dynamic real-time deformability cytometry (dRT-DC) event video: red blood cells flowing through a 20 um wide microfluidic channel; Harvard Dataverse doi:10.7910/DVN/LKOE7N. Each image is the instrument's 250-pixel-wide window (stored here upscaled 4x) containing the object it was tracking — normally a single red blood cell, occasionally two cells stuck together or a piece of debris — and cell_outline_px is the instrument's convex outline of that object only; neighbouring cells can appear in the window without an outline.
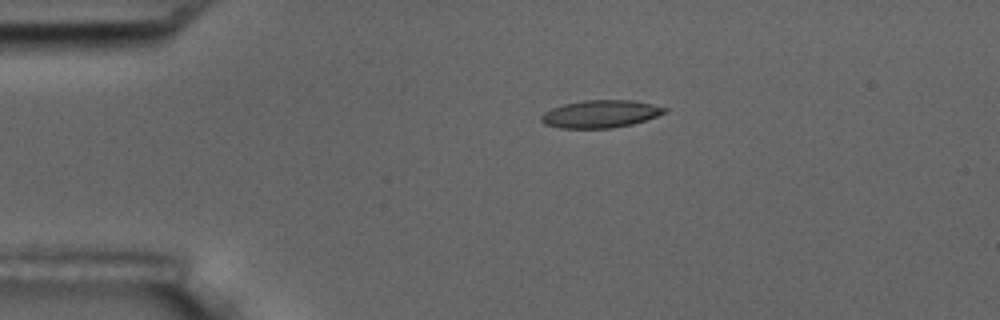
{"species": "common noctule bat (a hibernating species)", "species_latin": "Nyctalus noctula", "temperature_condition": "room temperature", "stored_images_in_passage": 6, "camera_frame_rate_fps": 3000, "um_per_image_px": 0.085, "animal": {"sex": "male", "body_mass_g": 17.5, "forearm_length_mm": 52.3}, "frame": {"image": 1, "passage_image": 4, "time_ms": 3.333, "image_size_px": [1000, 320], "cell_outline_px": [[668, 112], [632, 124], [612, 128], [560, 128], [544, 124], [540, 120], [540, 116], [544, 112], [552, 108], [564, 104], [584, 100], [632, 100], [652, 104], [668, 108]], "centroid_in_image_um": [51.03, 9.68], "position_along_channel_um": 34.0, "area_um2": 19.83}}
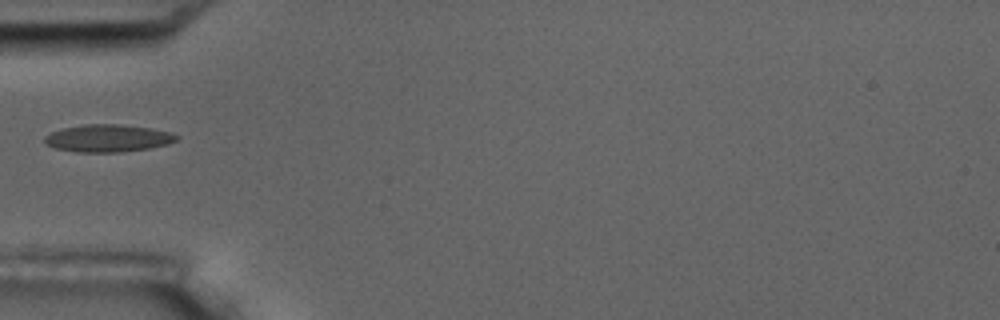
{"frame": {"image": 2, "passage_image": 6, "time_ms": 5.667, "image_size_px": [1000, 320], "cell_outline_px": [[180, 136], [176, 140], [168, 144], [148, 148], [120, 152], [76, 152], [56, 148], [44, 144], [44, 136], [60, 128], [84, 124], [120, 124], [152, 128], [172, 132]], "centroid_in_image_um": [9.16, 11.74], "position_along_channel_um": 75.8, "area_um2": 21.27}}